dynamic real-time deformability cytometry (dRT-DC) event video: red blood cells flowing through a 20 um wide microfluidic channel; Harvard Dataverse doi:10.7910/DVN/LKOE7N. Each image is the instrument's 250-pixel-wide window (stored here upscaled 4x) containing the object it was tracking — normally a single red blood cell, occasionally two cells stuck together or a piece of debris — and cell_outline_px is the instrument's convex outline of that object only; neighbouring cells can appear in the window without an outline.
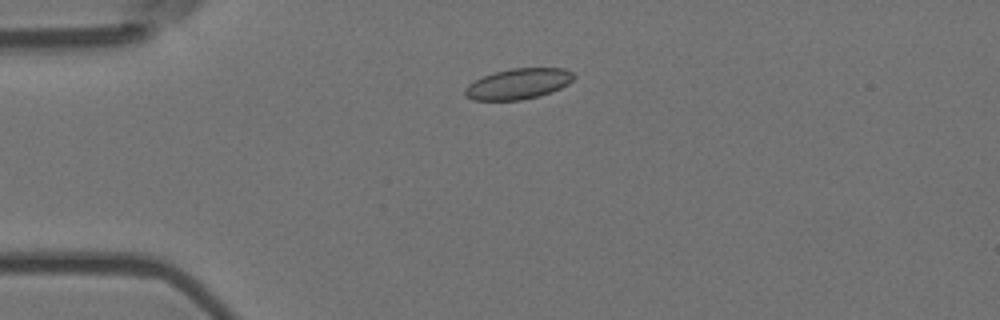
{"species": "Egyptian fruit bat (a non-hibernating species)", "species_latin": "Rousettus aegyptiacus", "temperature_condition": "room temperature", "stored_images_in_passage": 3, "camera_frame_rate_fps": 3000, "um_per_image_px": 0.085, "animal": {"sex": "female"}, "frame": {"image": 1, "passage_image": 2, "time_ms": 0.333, "image_size_px": [1000, 320], "cell_outline_px": [[576, 76], [568, 84], [552, 92], [540, 96], [520, 100], [472, 100], [464, 96], [464, 88], [468, 84], [484, 76], [496, 72], [512, 68], [564, 68], [572, 72]], "centroid_in_image_um": [44.06, 7.13], "position_along_channel_um": 40.9, "area_um2": 19.48}}